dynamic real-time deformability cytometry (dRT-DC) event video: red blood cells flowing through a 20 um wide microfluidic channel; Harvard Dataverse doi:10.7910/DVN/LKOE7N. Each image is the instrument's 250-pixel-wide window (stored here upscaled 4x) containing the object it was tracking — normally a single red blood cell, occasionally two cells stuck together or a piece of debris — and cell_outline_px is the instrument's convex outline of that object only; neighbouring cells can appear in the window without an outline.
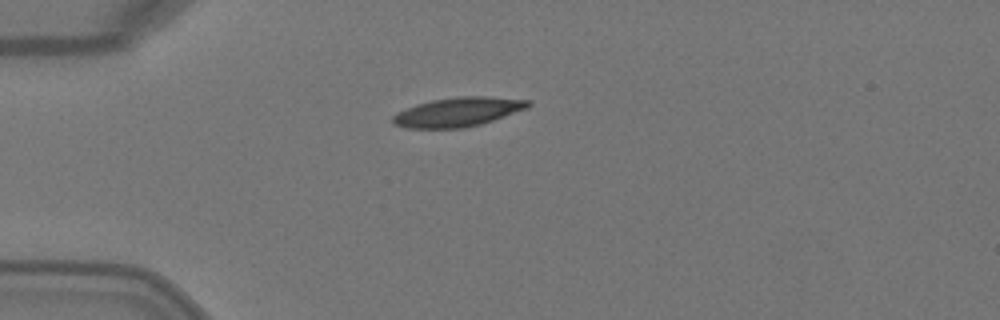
{"species": "Egyptian fruit bat (a non-hibernating species)", "species_latin": "Rousettus aegyptiacus", "temperature_condition": "warm", "stored_images_in_passage": 2, "camera_frame_rate_fps": 3000, "um_per_image_px": 0.085, "animal": {"sex": "female"}, "frame": {"image": 1, "passage_image": 1, "time_ms": 0.0, "image_size_px": [1000, 320], "cell_outline_px": [[532, 104], [528, 108], [480, 124], [464, 128], [404, 128], [392, 124], [392, 116], [396, 112], [416, 104], [432, 100], [456, 96], [484, 96], [528, 100]], "centroid_in_image_um": [38.88, 9.52], "position_along_channel_um": 46.1, "area_um2": 23.06}}